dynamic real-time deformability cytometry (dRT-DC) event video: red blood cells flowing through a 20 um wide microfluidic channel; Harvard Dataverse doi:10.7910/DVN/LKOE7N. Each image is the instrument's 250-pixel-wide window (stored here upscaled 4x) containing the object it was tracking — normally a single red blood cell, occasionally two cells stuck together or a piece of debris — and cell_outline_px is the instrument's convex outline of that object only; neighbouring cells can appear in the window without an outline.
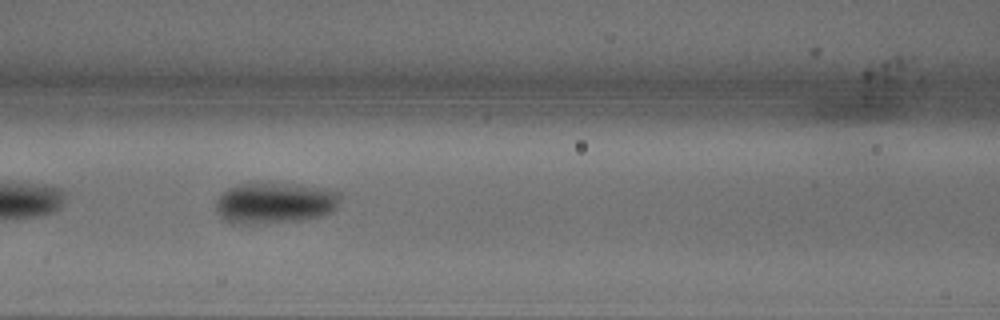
{"species": "common noctule bat (a hibernating species)", "species_latin": "Nyctalus noctula", "temperature_condition": "warm", "stored_images_in_passage": 18, "camera_frame_rate_fps": 3000, "um_per_image_px": 0.085, "animal": {"sex": "male", "body_mass_g": 18.8}, "frame": {"image": 1, "passage_image": 8, "time_ms": 2.333, "image_size_px": [1000, 320], "cell_outline_px": [[340, 200], [336, 208], [332, 212], [320, 216], [296, 220], [252, 224], [248, 224], [224, 220], [216, 212], [216, 200], [228, 188], [240, 184], [296, 184], [324, 188], [340, 192]], "centroid_in_image_um": [23.38, 17.25], "position_along_channel_um": 143.2, "area_um2": 29.36}}
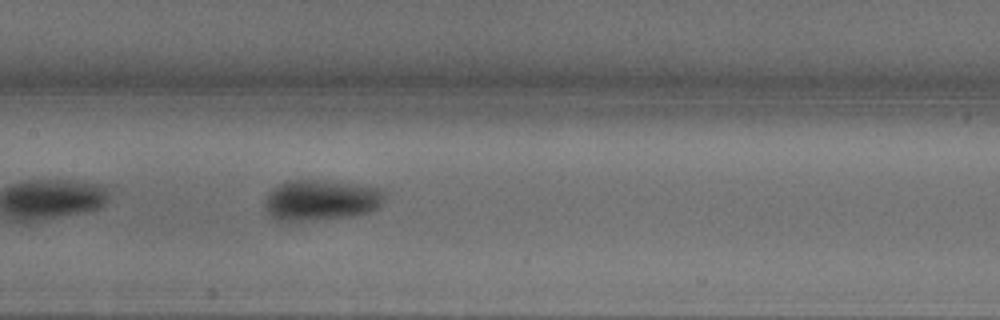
{"frame": {"image": 2, "passage_image": 11, "time_ms": 3.333, "image_size_px": [1000, 320], "cell_outline_px": [[388, 188], [384, 200], [380, 208], [372, 212], [352, 216], [312, 220], [276, 220], [264, 208], [264, 200], [268, 192], [276, 184], [288, 180], [328, 180]], "centroid_in_image_um": [27.36, 16.98], "position_along_channel_um": 180.0, "area_um2": 29.25}}